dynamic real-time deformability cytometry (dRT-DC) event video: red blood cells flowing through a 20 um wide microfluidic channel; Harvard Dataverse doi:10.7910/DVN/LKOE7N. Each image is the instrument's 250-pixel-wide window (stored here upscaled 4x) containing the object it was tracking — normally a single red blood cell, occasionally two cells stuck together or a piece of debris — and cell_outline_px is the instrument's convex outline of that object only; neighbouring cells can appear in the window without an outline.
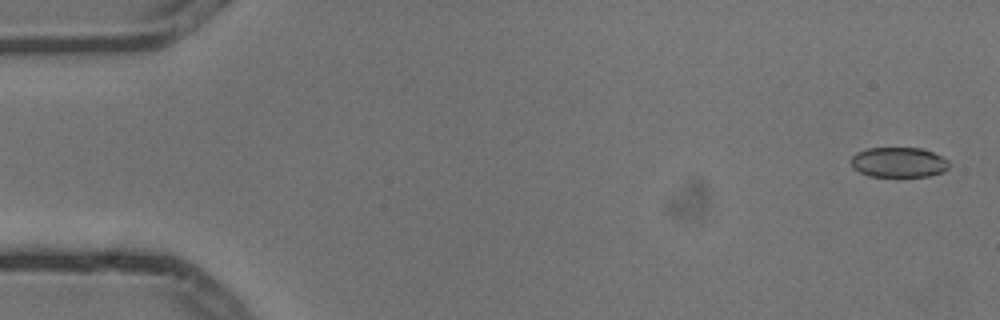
{"species": "common noctule bat (a hibernating species)", "species_latin": "Nyctalus noctula", "temperature_condition": "cold", "stored_images_in_passage": 5, "camera_frame_rate_fps": 3000, "um_per_image_px": 0.085, "animal": {"sex": "male", "body_mass_g": 13.3}, "frame": {"image": 1, "passage_image": 1, "time_ms": 0.0, "image_size_px": [1000, 320], "cell_outline_px": [[948, 168], [944, 172], [928, 176], [868, 176], [852, 168], [852, 156], [856, 152], [868, 148], [920, 148], [932, 152], [948, 160]], "centroid_in_image_um": [76.37, 13.8], "position_along_channel_um": 8.6, "area_um2": 17.11}}
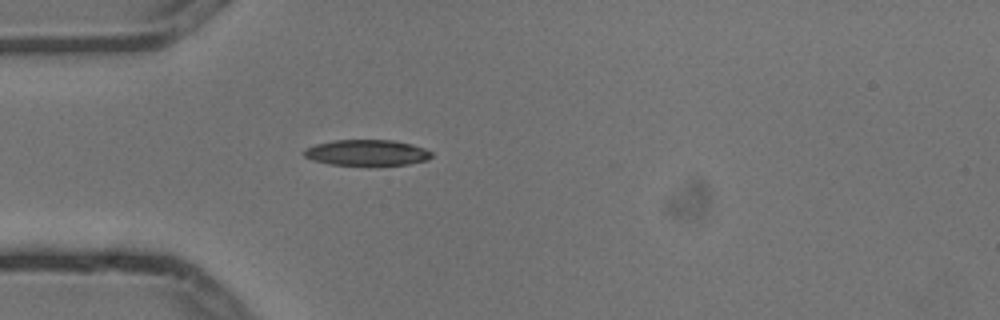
{"frame": {"image": 2, "passage_image": 5, "time_ms": 1.333, "image_size_px": [1000, 320], "cell_outline_px": [[432, 156], [428, 160], [408, 164], [328, 164], [312, 160], [304, 156], [300, 152], [304, 148], [316, 144], [332, 140], [392, 140], [412, 144], [424, 148], [432, 152]], "centroid_in_image_um": [31.14, 12.96], "position_along_channel_um": 53.9, "area_um2": 19.13}}